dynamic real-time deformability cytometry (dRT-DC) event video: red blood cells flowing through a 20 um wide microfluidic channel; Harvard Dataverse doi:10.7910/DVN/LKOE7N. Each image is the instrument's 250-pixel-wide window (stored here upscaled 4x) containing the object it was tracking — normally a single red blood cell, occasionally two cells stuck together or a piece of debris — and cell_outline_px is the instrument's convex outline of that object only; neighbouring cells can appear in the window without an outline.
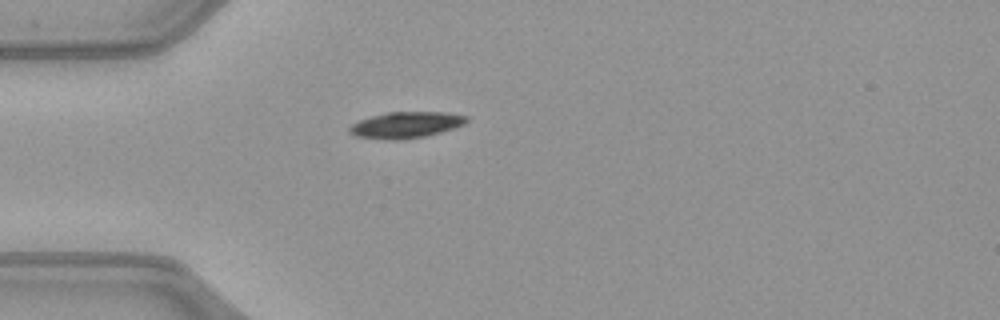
{"species": "common noctule bat (a hibernating species)", "species_latin": "Nyctalus noctula", "temperature_condition": "warm", "stored_images_in_passage": 37, "camera_frame_rate_fps": 3000, "um_per_image_px": 0.085, "animal": {"sex": "female", "body_mass_g": 21.9}, "frame": {"image": 1, "passage_image": 1, "time_ms": 0.0, "image_size_px": [1000, 320], "cell_outline_px": [[468, 120], [464, 124], [440, 132], [424, 136], [396, 140], [384, 140], [356, 136], [348, 132], [348, 128], [352, 124], [360, 120], [372, 116], [388, 112], [448, 112], [468, 116]], "centroid_in_image_um": [34.49, 10.61], "position_along_channel_um": 50.5, "area_um2": 17.8}}
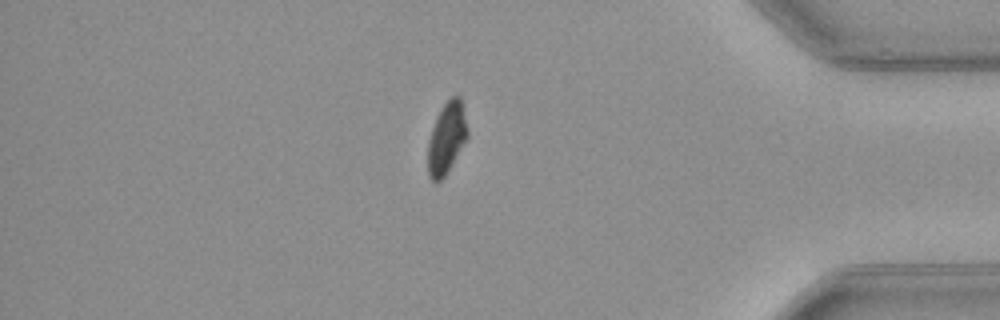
{"frame": {"image": 2, "passage_image": 30, "time_ms": 9.667, "image_size_px": [1000, 320], "cell_outline_px": [[468, 136], [444, 176], [436, 184], [428, 176], [428, 140], [436, 116], [440, 108], [452, 96], [460, 96], [468, 132]], "centroid_in_image_um": [37.93, 11.73], "position_along_channel_um": 397.3, "area_um2": 16.24}}
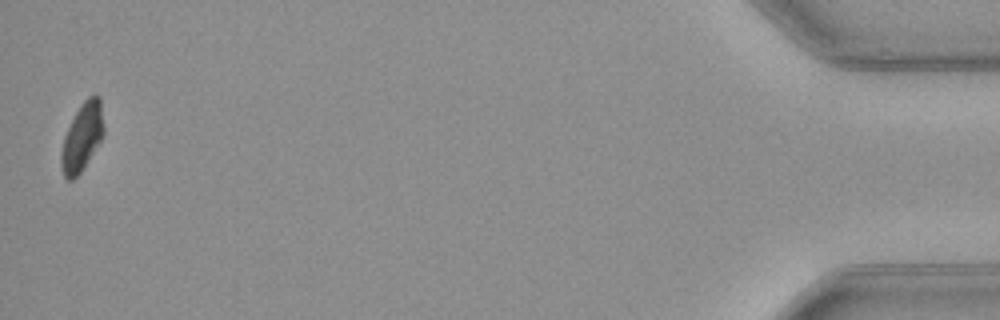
{"frame": {"image": 3, "passage_image": 37, "time_ms": 12.0, "image_size_px": [1000, 320], "cell_outline_px": [[104, 136], [80, 172], [72, 180], [68, 180], [64, 176], [60, 164], [60, 152], [64, 136], [80, 104], [88, 96], [96, 92], [100, 96], [104, 128]], "centroid_in_image_um": [6.99, 11.61], "position_along_channel_um": 428.2, "area_um2": 16.94}, "authors_computed_cell_mechanics": {"area_um2": 18.207, "velocity_mm_per_s": 4.0503, "shape_relaxation_time_tau1_ms": 2.7688, "shape_relaxation_time_tau2_ms": 5.7774, "deformation_change_tau1": 0.1557, "deformation_change_tau2": 0.0591}}